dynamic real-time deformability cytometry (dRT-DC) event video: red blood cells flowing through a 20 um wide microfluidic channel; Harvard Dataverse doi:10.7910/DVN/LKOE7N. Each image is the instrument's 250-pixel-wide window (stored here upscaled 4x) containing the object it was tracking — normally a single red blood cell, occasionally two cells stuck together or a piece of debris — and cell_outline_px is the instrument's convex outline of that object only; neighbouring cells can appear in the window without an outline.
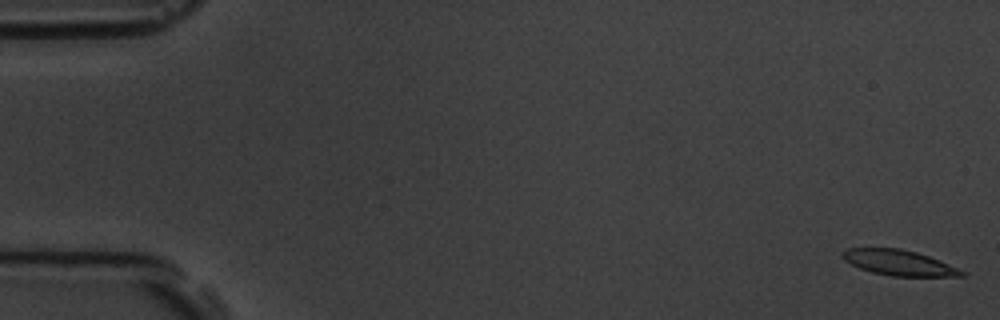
{"species": "common noctule bat (a hibernating species)", "species_latin": "Nyctalus noctula", "temperature_condition": "room temperature", "stored_images_in_passage": 4, "camera_frame_rate_fps": 3000, "um_per_image_px": 0.085, "animal": {"sex": "male", "body_mass_g": 19.5, "forearm_length_mm": 54.6}, "frame": {"image": 1, "passage_image": 1, "time_ms": 0.0, "image_size_px": [1000, 320], "cell_outline_px": [[968, 276], [892, 276], [872, 272], [860, 268], [844, 260], [840, 256], [840, 252], [844, 248], [900, 248], [916, 252], [940, 260], [968, 272]], "centroid_in_image_um": [76.42, 22.32], "position_along_channel_um": 8.6, "area_um2": 17.86}}